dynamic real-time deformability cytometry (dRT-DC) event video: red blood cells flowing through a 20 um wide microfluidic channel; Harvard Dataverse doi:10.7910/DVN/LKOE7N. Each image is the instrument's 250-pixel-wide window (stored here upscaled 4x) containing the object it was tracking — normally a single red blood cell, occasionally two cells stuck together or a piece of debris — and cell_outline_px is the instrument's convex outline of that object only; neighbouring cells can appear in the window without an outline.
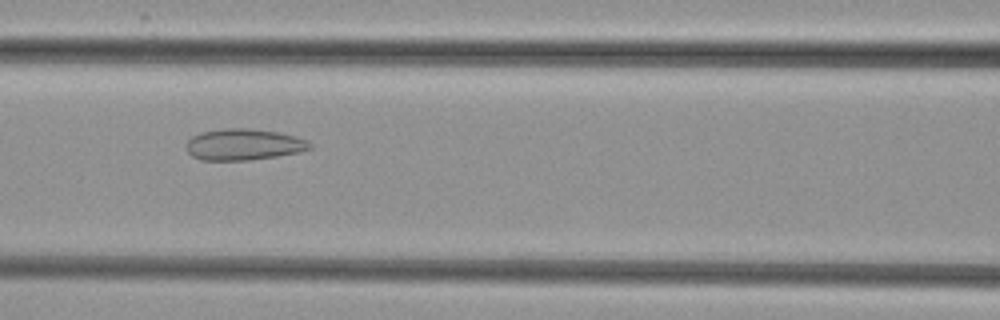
{"species": "common noctule bat (a hibernating species)", "species_latin": "Nyctalus noctula", "temperature_condition": "cold", "stored_images_in_passage": 42, "camera_frame_rate_fps": 3000, "um_per_image_px": 0.085, "animal": {"sex": "female", "body_mass_g": 29.2, "forearm_length_mm": 56.3}, "frame": {"image": 1, "passage_image": 13, "time_ms": 4.0, "image_size_px": [1000, 320], "cell_outline_px": [[312, 148], [300, 152], [276, 156], [248, 160], [200, 160], [192, 156], [184, 148], [188, 140], [192, 136], [200, 132], [228, 128], [252, 128], [280, 132], [296, 136], [308, 140], [312, 144]], "centroid_in_image_um": [20.72, 12.27], "position_along_channel_um": 145.9, "area_um2": 22.83}}
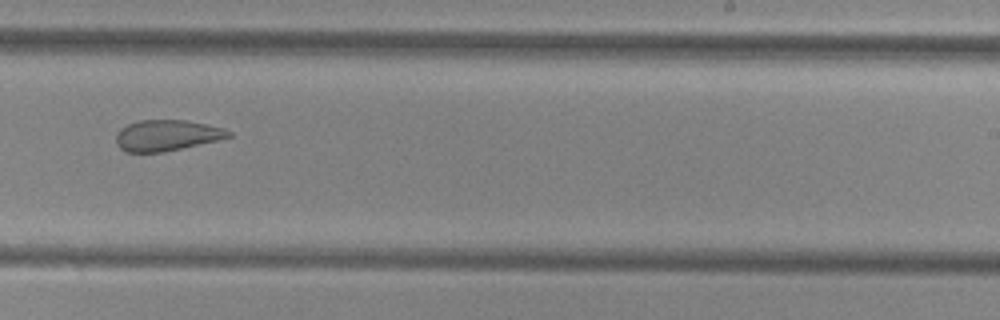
{"frame": {"image": 2, "passage_image": 23, "time_ms": 7.333, "image_size_px": [1000, 320], "cell_outline_px": [[232, 136], [220, 140], [164, 152], [124, 152], [116, 144], [116, 132], [120, 128], [128, 124], [140, 120], [184, 120], [224, 128], [232, 132]], "centroid_in_image_um": [14.17, 11.51], "position_along_channel_um": 274.8, "area_um2": 20.4}}
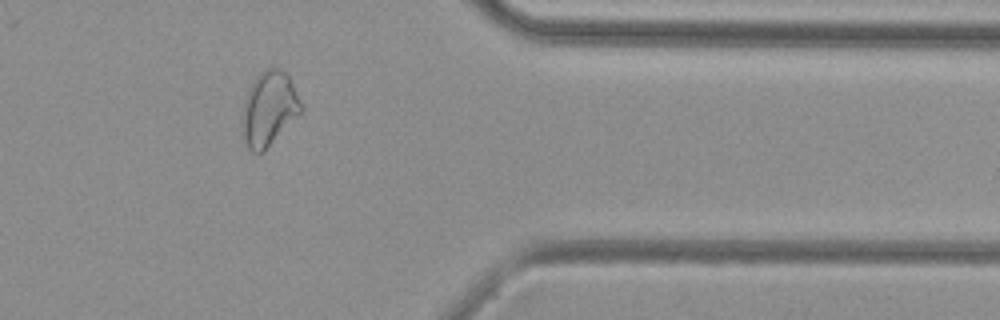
{"frame": {"image": 3, "passage_image": 33, "time_ms": 10.667, "image_size_px": [1000, 320], "cell_outline_px": [[304, 108], [264, 152], [252, 152], [248, 148], [244, 136], [240, 120], [244, 100], [248, 88], [256, 76], [264, 68], [280, 68], [288, 76], [304, 104]], "centroid_in_image_um": [22.85, 9.22], "position_along_channel_um": 388.5, "area_um2": 25.66}}